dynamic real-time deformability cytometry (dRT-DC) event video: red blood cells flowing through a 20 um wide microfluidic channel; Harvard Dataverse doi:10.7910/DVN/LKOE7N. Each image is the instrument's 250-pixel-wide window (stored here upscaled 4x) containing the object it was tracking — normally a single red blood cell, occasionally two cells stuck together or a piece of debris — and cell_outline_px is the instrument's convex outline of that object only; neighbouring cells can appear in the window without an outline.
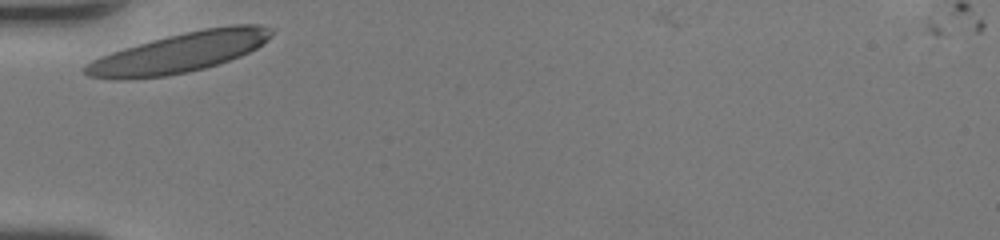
{"species": "human", "species_latin": "Homo sapiens", "temperature_condition": "room temperature", "stored_images_in_passage": 26, "camera_frame_rate_fps": 3000, "um_per_image_px": 0.085, "donor": {"sex": "female"}, "frame": {"image": 1, "passage_image": 1, "time_ms": 0.0, "image_size_px": [1000, 240], "cell_outline_px": [[276, 28], [256, 48], [240, 56], [204, 68], [188, 72], [164, 76], [124, 80], [120, 80], [88, 76], [84, 72], [84, 68], [92, 60], [100, 56], [124, 48], [152, 40], [184, 32], [204, 28], [232, 24], [260, 24]], "centroid_in_image_um": [15.26, 4.46], "position_along_channel_um": 69.7, "area_um2": 42.83}}
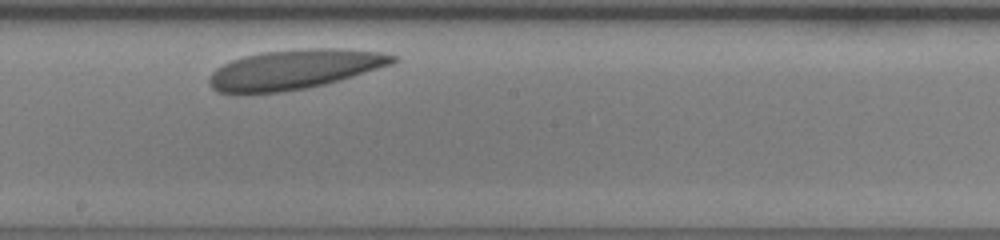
{"frame": {"image": 2, "passage_image": 14, "time_ms": 4.333, "image_size_px": [1000, 240], "cell_outline_px": [[400, 60], [392, 64], [340, 80], [308, 88], [280, 92], [236, 96], [216, 92], [208, 84], [208, 80], [212, 72], [216, 68], [232, 60], [244, 56], [264, 52], [308, 48], [340, 48], [384, 52], [400, 56]], "centroid_in_image_um": [25.0, 5.92], "position_along_channel_um": 223.2, "area_um2": 43.23}}
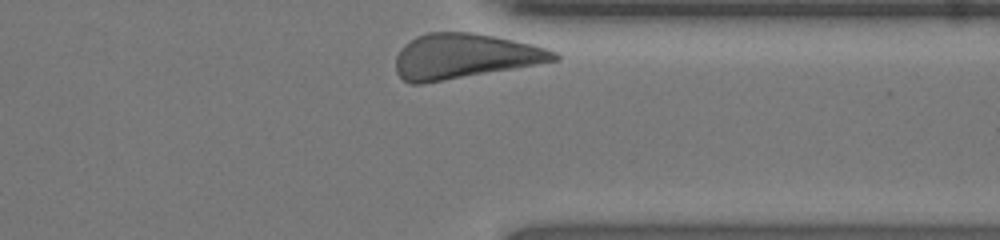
{"frame": {"image": 3, "passage_image": 26, "time_ms": 8.333, "image_size_px": [1000, 240], "cell_outline_px": [[560, 60], [424, 84], [412, 84], [404, 80], [396, 72], [396, 56], [400, 48], [404, 44], [416, 36], [428, 32], [468, 32], [492, 36], [532, 44], [556, 52], [560, 56]], "centroid_in_image_um": [39.44, 4.78], "position_along_channel_um": 372.0, "area_um2": 41.33}, "authors_computed_cell_mechanics": {"area_um2": 41.327, "velocity_mm_per_s": 3.7181, "shape_relaxation_time_tau1_ms": 0.9461, "shape_relaxation_time_tau2_ms": null, "deformation_change_tau1": 0.0464, "deformation_change_tau2": null}}